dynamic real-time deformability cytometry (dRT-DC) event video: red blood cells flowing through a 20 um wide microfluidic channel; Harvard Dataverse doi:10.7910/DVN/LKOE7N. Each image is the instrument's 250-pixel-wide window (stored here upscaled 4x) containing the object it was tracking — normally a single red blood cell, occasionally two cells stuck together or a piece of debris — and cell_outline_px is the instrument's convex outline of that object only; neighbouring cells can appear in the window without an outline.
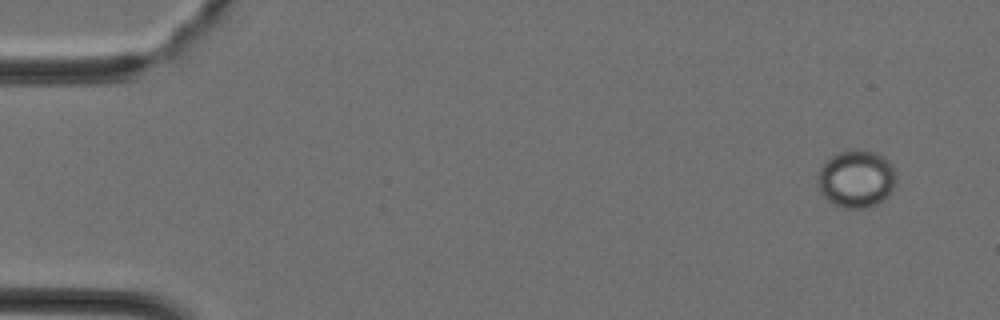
{"species": "Egyptian fruit bat (a non-hibernating species)", "species_latin": "Rousettus aegyptiacus", "temperature_condition": "cold", "stored_images_in_passage": 39, "camera_frame_rate_fps": 3000, "um_per_image_px": 0.085, "animal": {"sex": "female"}, "frame": {"image": 1, "passage_image": 3, "time_ms": 0.667, "image_size_px": [1000, 320], "cell_outline_px": [[896, 184], [892, 192], [888, 196], [876, 204], [864, 208], [844, 208], [828, 200], [820, 192], [816, 184], [816, 176], [824, 160], [840, 152], [856, 148], [876, 152], [884, 156], [892, 164], [896, 176]], "centroid_in_image_um": [72.78, 15.18], "position_along_channel_um": 12.2, "area_um2": 26.82}}
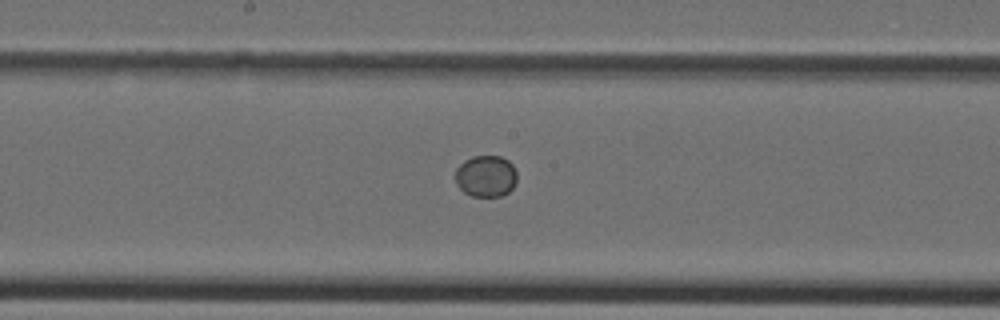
{"frame": {"image": 2, "passage_image": 21, "time_ms": 6.667, "image_size_px": [1000, 320], "cell_outline_px": [[516, 180], [512, 188], [508, 192], [500, 196], [472, 196], [464, 192], [456, 184], [456, 168], [464, 160], [472, 156], [500, 156], [508, 160], [512, 164], [516, 172]], "centroid_in_image_um": [41.29, 14.96], "position_along_channel_um": 206.9, "area_um2": 14.91}}
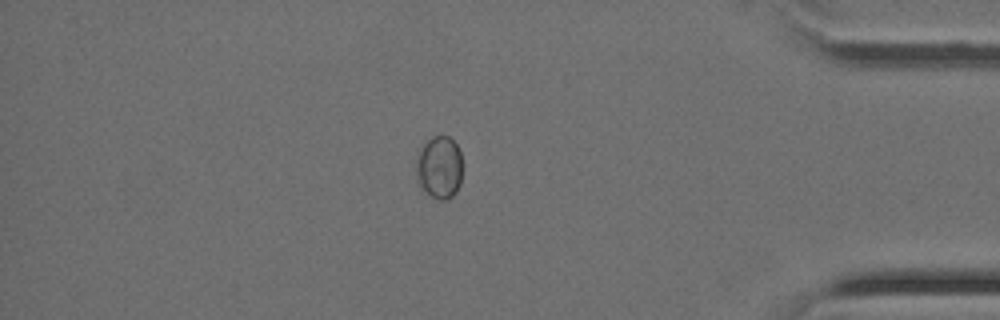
{"frame": {"image": 3, "passage_image": 34, "time_ms": 11.0, "image_size_px": [1000, 320], "cell_outline_px": [[460, 184], [456, 192], [452, 196], [444, 200], [440, 200], [432, 196], [416, 180], [416, 156], [424, 144], [432, 136], [448, 136], [456, 144], [460, 152]], "centroid_in_image_um": [37.32, 14.21], "position_along_channel_um": 397.9, "area_um2": 16.59}}